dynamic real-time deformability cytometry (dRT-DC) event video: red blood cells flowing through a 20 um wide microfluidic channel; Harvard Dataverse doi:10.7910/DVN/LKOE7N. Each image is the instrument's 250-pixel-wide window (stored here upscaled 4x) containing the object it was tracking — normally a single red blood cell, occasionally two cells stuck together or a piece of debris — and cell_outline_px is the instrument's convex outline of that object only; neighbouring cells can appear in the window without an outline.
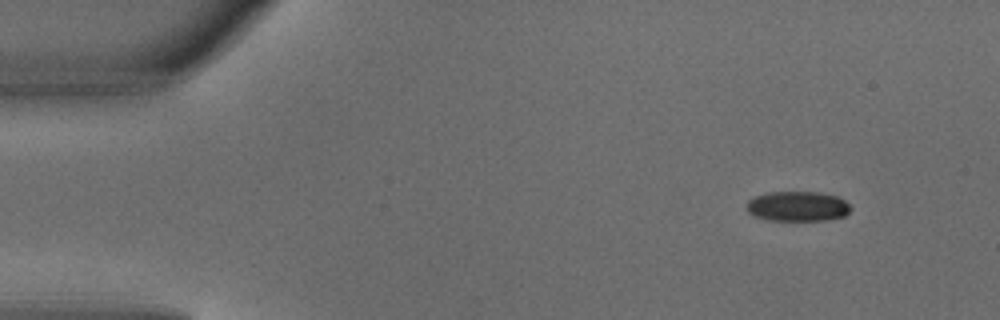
{"species": "common noctule bat (a hibernating species)", "species_latin": "Nyctalus noctula", "temperature_condition": "warm", "stored_images_in_passage": 4, "camera_frame_rate_fps": 3000, "um_per_image_px": 0.085, "animal": {"sex": "male", "body_mass_g": 18.8}, "frame": {"image": 1, "passage_image": 1, "time_ms": 0.0, "image_size_px": [1000, 320], "cell_outline_px": [[852, 208], [844, 216], [824, 220], [768, 220], [752, 216], [748, 212], [748, 200], [756, 196], [768, 192], [816, 192], [836, 196], [844, 200]], "centroid_in_image_um": [67.78, 17.54], "position_along_channel_um": 17.2, "area_um2": 18.03}}
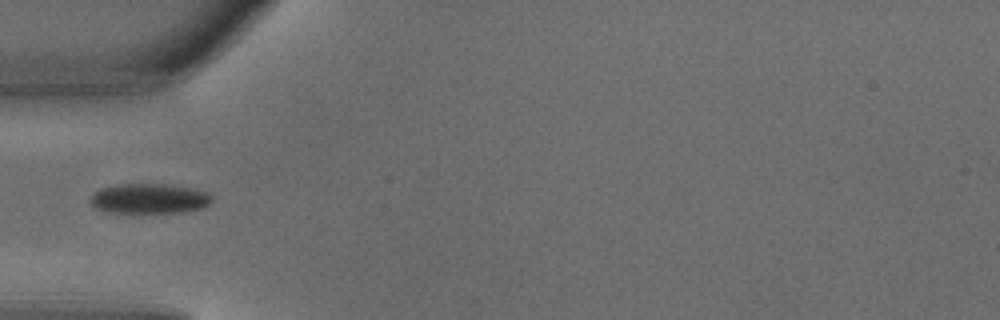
{"frame": {"image": 2, "passage_image": 4, "time_ms": 1.0, "image_size_px": [1000, 320], "cell_outline_px": [[212, 200], [208, 204], [200, 208], [180, 212], [104, 212], [96, 208], [92, 204], [92, 196], [96, 192], [104, 188], [116, 184], [164, 184], [188, 188], [208, 192]], "centroid_in_image_um": [12.68, 16.88], "position_along_channel_um": 72.3, "area_um2": 20.69}}